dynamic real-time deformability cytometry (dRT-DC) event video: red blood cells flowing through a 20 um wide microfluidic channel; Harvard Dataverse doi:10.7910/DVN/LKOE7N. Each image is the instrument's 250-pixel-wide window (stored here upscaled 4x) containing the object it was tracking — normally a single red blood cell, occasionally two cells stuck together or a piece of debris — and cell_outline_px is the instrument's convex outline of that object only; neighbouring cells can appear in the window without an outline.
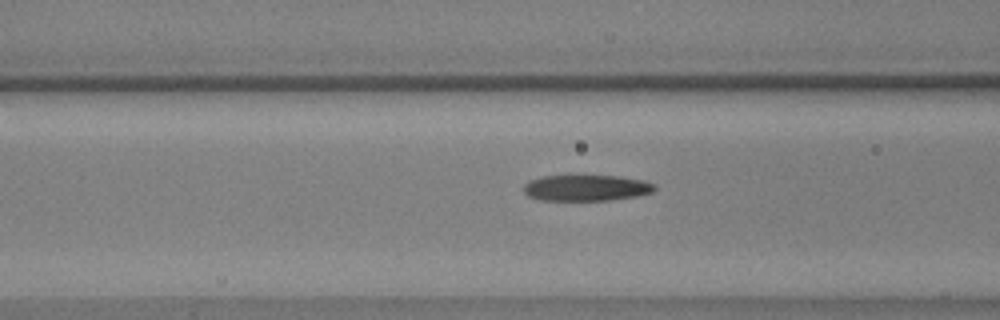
{"species": "common noctule bat (a hibernating species)", "species_latin": "Nyctalus noctula", "temperature_condition": "warm", "stored_images_in_passage": 42, "camera_frame_rate_fps": 3000, "um_per_image_px": 0.085, "animal": {"sex": "male", "body_mass_g": 17.9, "forearm_length_mm": 54.2}, "frame": {"image": 1, "passage_image": 10, "time_ms": 3.0, "image_size_px": [1000, 320], "cell_outline_px": [[656, 188], [652, 192], [636, 196], [612, 200], [540, 200], [528, 196], [524, 192], [524, 184], [528, 180], [540, 176], [616, 176], [644, 180], [656, 184]], "centroid_in_image_um": [49.82, 15.97], "position_along_channel_um": 116.8, "area_um2": 19.94}}
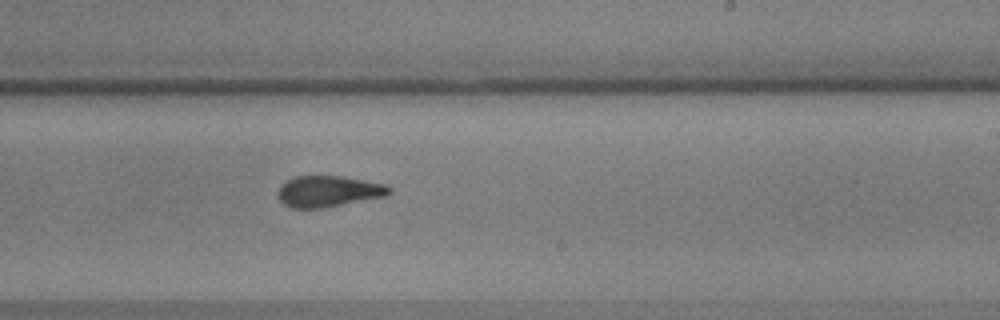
{"frame": {"image": 2, "passage_image": 22, "time_ms": 7.0, "image_size_px": [1000, 320], "cell_outline_px": [[392, 192], [388, 196], [320, 208], [292, 208], [284, 204], [276, 196], [276, 192], [280, 184], [296, 176], [344, 176], [388, 184], [392, 188]], "centroid_in_image_um": [27.94, 16.25], "position_along_channel_um": 261.1, "area_um2": 20.52}}
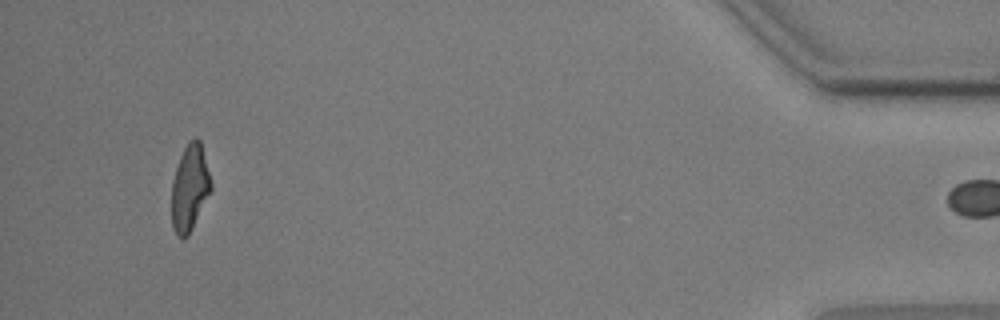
{"frame": {"image": 3, "passage_image": 41, "time_ms": 13.333, "image_size_px": [1000, 320], "cell_outline_px": [[212, 188], [188, 236], [176, 236], [172, 224], [172, 180], [180, 156], [188, 140], [196, 136], [200, 140], [212, 184]], "centroid_in_image_um": [16.12, 15.93], "position_along_channel_um": 419.1, "area_um2": 19.59}}